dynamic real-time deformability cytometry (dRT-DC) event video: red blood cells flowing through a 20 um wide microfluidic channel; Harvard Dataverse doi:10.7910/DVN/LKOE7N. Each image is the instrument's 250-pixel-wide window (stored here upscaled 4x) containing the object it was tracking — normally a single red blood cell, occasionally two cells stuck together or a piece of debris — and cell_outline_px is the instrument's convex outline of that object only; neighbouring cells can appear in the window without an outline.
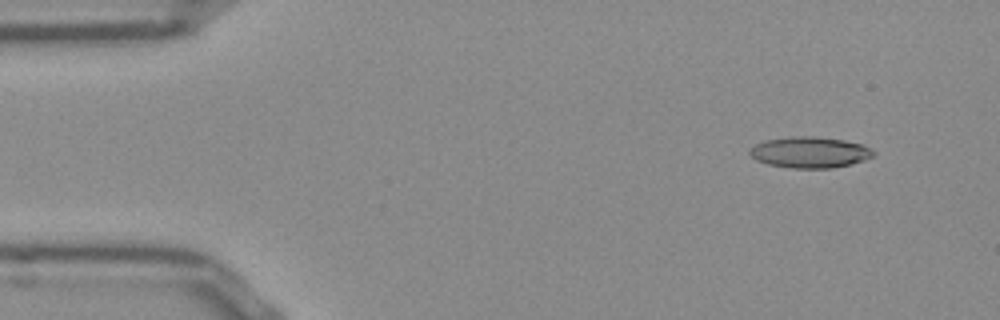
{"species": "Egyptian fruit bat (a non-hibernating species)", "species_latin": "Rousettus aegyptiacus", "temperature_condition": "room temperature", "stored_images_in_passage": 51, "segment_of_instrument_passage": [1, 2], "camera_frame_rate_fps": 3000, "um_per_image_px": 0.085, "frame": {"image": 1, "passage_image": 3, "time_ms": 0.667, "image_size_px": [1000, 320], "cell_outline_px": [[876, 152], [872, 156], [864, 160], [832, 168], [792, 168], [768, 164], [756, 160], [748, 152], [748, 148], [764, 140], [792, 136], [812, 136], [844, 140], [860, 144]], "centroid_in_image_um": [68.78, 12.94], "position_along_channel_um": 16.2, "area_um2": 22.25}}
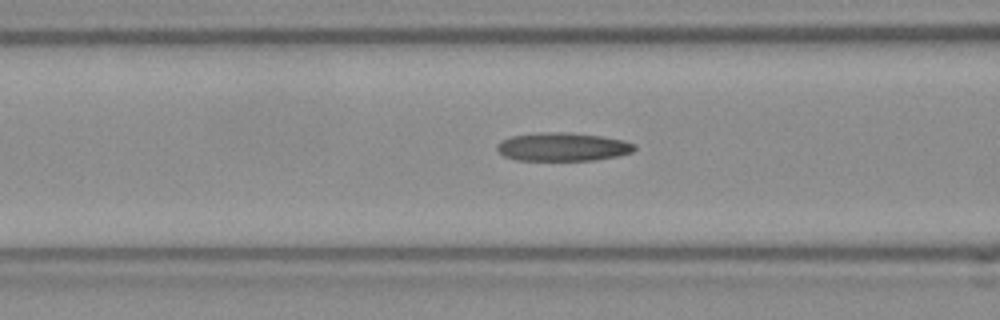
{"frame": {"image": 2, "passage_image": 18, "time_ms": 5.667, "image_size_px": [1000, 320], "cell_outline_px": [[636, 148], [632, 152], [620, 156], [596, 160], [516, 160], [504, 156], [496, 148], [496, 144], [500, 140], [512, 136], [540, 132], [572, 132], [600, 136], [624, 140], [636, 144]], "centroid_in_image_um": [47.84, 12.48], "position_along_channel_um": 118.8, "area_um2": 23.0}}
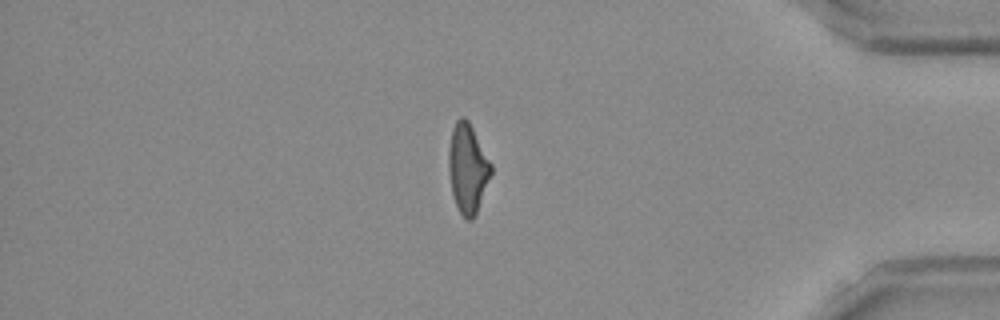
{"frame": {"image": 3, "passage_image": 42, "time_ms": 13.667, "image_size_px": [1000, 320], "cell_outline_px": [[492, 172], [476, 212], [472, 220], [468, 220], [460, 212], [456, 204], [452, 192], [448, 168], [448, 148], [452, 128], [456, 120], [460, 116], [464, 116], [468, 120], [492, 164]], "centroid_in_image_um": [39.74, 14.26], "position_along_channel_um": 395.5, "area_um2": 21.85}}